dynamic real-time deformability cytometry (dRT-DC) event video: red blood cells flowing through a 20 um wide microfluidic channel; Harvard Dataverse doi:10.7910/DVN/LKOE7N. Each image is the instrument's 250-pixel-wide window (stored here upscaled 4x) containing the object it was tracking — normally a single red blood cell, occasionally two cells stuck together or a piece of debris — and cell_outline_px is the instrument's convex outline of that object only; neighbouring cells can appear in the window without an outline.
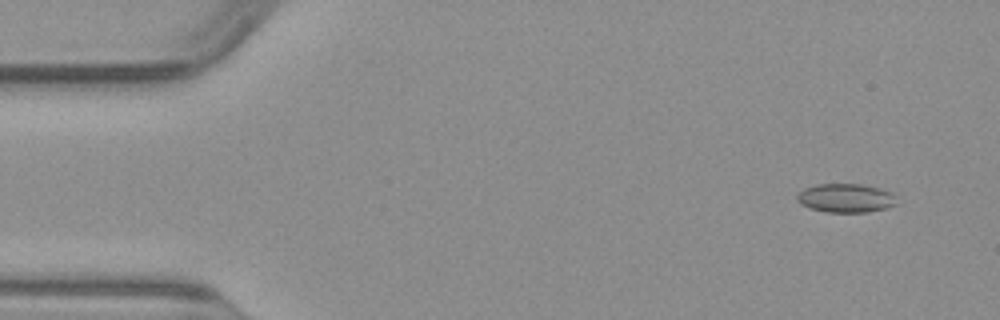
{"species": "common noctule bat (a hibernating species)", "species_latin": "Nyctalus noctula", "temperature_condition": "warm", "stored_images_in_passage": 50, "camera_frame_rate_fps": 3000, "um_per_image_px": 0.085, "animal": {"sex": "male", "body_mass_g": 23.1, "forearm_length_mm": 52.7}, "frame": {"image": 1, "passage_image": 4, "time_ms": 1.0, "image_size_px": [1000, 320], "cell_outline_px": [[896, 204], [888, 208], [868, 212], [828, 212], [808, 208], [800, 204], [796, 200], [796, 196], [804, 188], [816, 184], [864, 184], [880, 188], [892, 192], [896, 196]], "centroid_in_image_um": [71.9, 16.83], "position_along_channel_um": 13.1, "area_um2": 16.99}}
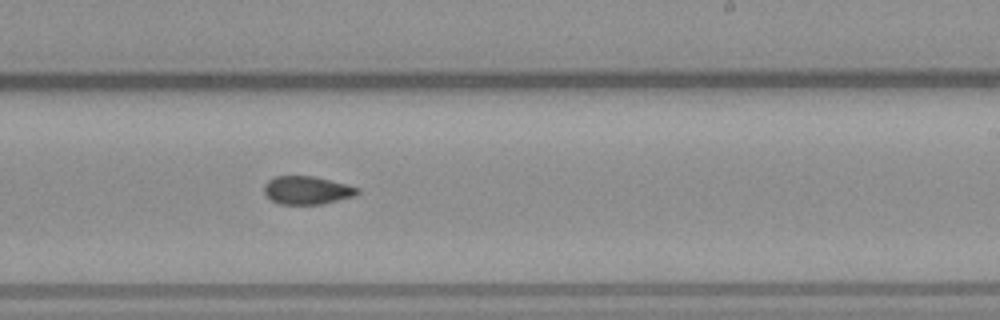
{"frame": {"image": 2, "passage_image": 30, "time_ms": 9.667, "image_size_px": [1000, 320], "cell_outline_px": [[360, 192], [356, 196], [324, 204], [280, 204], [272, 200], [264, 192], [264, 184], [268, 180], [276, 176], [312, 176], [348, 184], [360, 188]], "centroid_in_image_um": [26.14, 16.17], "position_along_channel_um": 262.9, "area_um2": 15.43}}
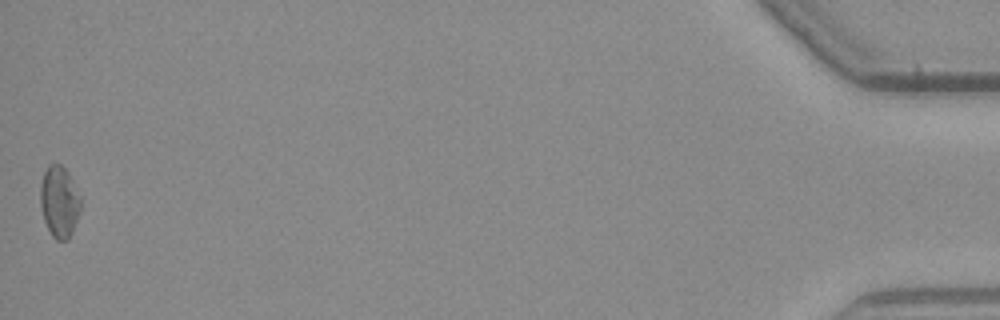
{"frame": {"image": 3, "passage_image": 50, "time_ms": 16.333, "image_size_px": [1000, 320], "cell_outline_px": [[80, 212], [72, 232], [68, 240], [56, 240], [52, 236], [44, 220], [40, 204], [40, 184], [44, 172], [48, 164], [60, 164], [68, 172], [80, 196]], "centroid_in_image_um": [5.03, 17.14], "position_along_channel_um": 430.2, "area_um2": 16.76}}